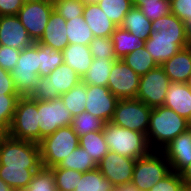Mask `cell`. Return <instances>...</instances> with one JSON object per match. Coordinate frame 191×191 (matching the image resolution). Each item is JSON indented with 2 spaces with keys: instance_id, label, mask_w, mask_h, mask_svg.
<instances>
[{
  "instance_id": "1",
  "label": "cell",
  "mask_w": 191,
  "mask_h": 191,
  "mask_svg": "<svg viewBox=\"0 0 191 191\" xmlns=\"http://www.w3.org/2000/svg\"><path fill=\"white\" fill-rule=\"evenodd\" d=\"M41 166L38 143L9 135L0 138V178L12 189L21 191L27 188Z\"/></svg>"
},
{
  "instance_id": "2",
  "label": "cell",
  "mask_w": 191,
  "mask_h": 191,
  "mask_svg": "<svg viewBox=\"0 0 191 191\" xmlns=\"http://www.w3.org/2000/svg\"><path fill=\"white\" fill-rule=\"evenodd\" d=\"M191 127V123L174 110L162 105L152 108L147 131L151 150L161 151L175 137Z\"/></svg>"
},
{
  "instance_id": "3",
  "label": "cell",
  "mask_w": 191,
  "mask_h": 191,
  "mask_svg": "<svg viewBox=\"0 0 191 191\" xmlns=\"http://www.w3.org/2000/svg\"><path fill=\"white\" fill-rule=\"evenodd\" d=\"M102 132L109 151L133 159L141 158L151 151L146 135L141 132L117 126L112 122H106Z\"/></svg>"
},
{
  "instance_id": "4",
  "label": "cell",
  "mask_w": 191,
  "mask_h": 191,
  "mask_svg": "<svg viewBox=\"0 0 191 191\" xmlns=\"http://www.w3.org/2000/svg\"><path fill=\"white\" fill-rule=\"evenodd\" d=\"M81 81L82 78L70 66L62 63L48 76L39 77L30 97L38 101H51L59 98Z\"/></svg>"
},
{
  "instance_id": "5",
  "label": "cell",
  "mask_w": 191,
  "mask_h": 191,
  "mask_svg": "<svg viewBox=\"0 0 191 191\" xmlns=\"http://www.w3.org/2000/svg\"><path fill=\"white\" fill-rule=\"evenodd\" d=\"M79 146V137L70 126L58 128L39 143L42 166L52 168Z\"/></svg>"
},
{
  "instance_id": "6",
  "label": "cell",
  "mask_w": 191,
  "mask_h": 191,
  "mask_svg": "<svg viewBox=\"0 0 191 191\" xmlns=\"http://www.w3.org/2000/svg\"><path fill=\"white\" fill-rule=\"evenodd\" d=\"M39 45L34 42L21 50L17 64L11 71L16 92L20 97L31 96L39 80Z\"/></svg>"
},
{
  "instance_id": "7",
  "label": "cell",
  "mask_w": 191,
  "mask_h": 191,
  "mask_svg": "<svg viewBox=\"0 0 191 191\" xmlns=\"http://www.w3.org/2000/svg\"><path fill=\"white\" fill-rule=\"evenodd\" d=\"M9 136L24 141L40 143L37 100L30 96L19 98L9 127Z\"/></svg>"
},
{
  "instance_id": "8",
  "label": "cell",
  "mask_w": 191,
  "mask_h": 191,
  "mask_svg": "<svg viewBox=\"0 0 191 191\" xmlns=\"http://www.w3.org/2000/svg\"><path fill=\"white\" fill-rule=\"evenodd\" d=\"M171 172V167L164 153L151 150L147 155L136 159L131 182L140 191H149L161 179Z\"/></svg>"
},
{
  "instance_id": "9",
  "label": "cell",
  "mask_w": 191,
  "mask_h": 191,
  "mask_svg": "<svg viewBox=\"0 0 191 191\" xmlns=\"http://www.w3.org/2000/svg\"><path fill=\"white\" fill-rule=\"evenodd\" d=\"M152 108L137 99H119L113 124L147 135Z\"/></svg>"
},
{
  "instance_id": "10",
  "label": "cell",
  "mask_w": 191,
  "mask_h": 191,
  "mask_svg": "<svg viewBox=\"0 0 191 191\" xmlns=\"http://www.w3.org/2000/svg\"><path fill=\"white\" fill-rule=\"evenodd\" d=\"M53 10V0H26L19 10L17 16L33 42L43 36Z\"/></svg>"
},
{
  "instance_id": "11",
  "label": "cell",
  "mask_w": 191,
  "mask_h": 191,
  "mask_svg": "<svg viewBox=\"0 0 191 191\" xmlns=\"http://www.w3.org/2000/svg\"><path fill=\"white\" fill-rule=\"evenodd\" d=\"M37 107L40 142L44 137L53 134L58 128L72 124L73 116L60 97L51 101L37 100Z\"/></svg>"
},
{
  "instance_id": "12",
  "label": "cell",
  "mask_w": 191,
  "mask_h": 191,
  "mask_svg": "<svg viewBox=\"0 0 191 191\" xmlns=\"http://www.w3.org/2000/svg\"><path fill=\"white\" fill-rule=\"evenodd\" d=\"M169 83V77L165 74L164 69L158 66L140 76L136 99L151 108L162 106L164 105Z\"/></svg>"
},
{
  "instance_id": "13",
  "label": "cell",
  "mask_w": 191,
  "mask_h": 191,
  "mask_svg": "<svg viewBox=\"0 0 191 191\" xmlns=\"http://www.w3.org/2000/svg\"><path fill=\"white\" fill-rule=\"evenodd\" d=\"M140 76L124 61L113 63L107 87L118 99H136Z\"/></svg>"
},
{
  "instance_id": "14",
  "label": "cell",
  "mask_w": 191,
  "mask_h": 191,
  "mask_svg": "<svg viewBox=\"0 0 191 191\" xmlns=\"http://www.w3.org/2000/svg\"><path fill=\"white\" fill-rule=\"evenodd\" d=\"M135 162L136 159L109 151L97 168L114 186H118L131 182Z\"/></svg>"
},
{
  "instance_id": "15",
  "label": "cell",
  "mask_w": 191,
  "mask_h": 191,
  "mask_svg": "<svg viewBox=\"0 0 191 191\" xmlns=\"http://www.w3.org/2000/svg\"><path fill=\"white\" fill-rule=\"evenodd\" d=\"M118 101L107 86L87 85L85 111L105 123L112 120Z\"/></svg>"
},
{
  "instance_id": "16",
  "label": "cell",
  "mask_w": 191,
  "mask_h": 191,
  "mask_svg": "<svg viewBox=\"0 0 191 191\" xmlns=\"http://www.w3.org/2000/svg\"><path fill=\"white\" fill-rule=\"evenodd\" d=\"M191 45V37H167L159 36V32H152L144 41V47L160 66L169 60L181 49Z\"/></svg>"
},
{
  "instance_id": "17",
  "label": "cell",
  "mask_w": 191,
  "mask_h": 191,
  "mask_svg": "<svg viewBox=\"0 0 191 191\" xmlns=\"http://www.w3.org/2000/svg\"><path fill=\"white\" fill-rule=\"evenodd\" d=\"M171 171L180 174L191 163V127L175 137L161 150Z\"/></svg>"
},
{
  "instance_id": "18",
  "label": "cell",
  "mask_w": 191,
  "mask_h": 191,
  "mask_svg": "<svg viewBox=\"0 0 191 191\" xmlns=\"http://www.w3.org/2000/svg\"><path fill=\"white\" fill-rule=\"evenodd\" d=\"M33 43L17 15L0 16V45L21 51Z\"/></svg>"
},
{
  "instance_id": "19",
  "label": "cell",
  "mask_w": 191,
  "mask_h": 191,
  "mask_svg": "<svg viewBox=\"0 0 191 191\" xmlns=\"http://www.w3.org/2000/svg\"><path fill=\"white\" fill-rule=\"evenodd\" d=\"M164 106L191 123V89L185 83L170 82Z\"/></svg>"
},
{
  "instance_id": "20",
  "label": "cell",
  "mask_w": 191,
  "mask_h": 191,
  "mask_svg": "<svg viewBox=\"0 0 191 191\" xmlns=\"http://www.w3.org/2000/svg\"><path fill=\"white\" fill-rule=\"evenodd\" d=\"M38 42L61 52L69 45L66 33V20L55 10L52 11L43 36Z\"/></svg>"
},
{
  "instance_id": "21",
  "label": "cell",
  "mask_w": 191,
  "mask_h": 191,
  "mask_svg": "<svg viewBox=\"0 0 191 191\" xmlns=\"http://www.w3.org/2000/svg\"><path fill=\"white\" fill-rule=\"evenodd\" d=\"M170 82L186 83L191 73V45L160 65Z\"/></svg>"
},
{
  "instance_id": "22",
  "label": "cell",
  "mask_w": 191,
  "mask_h": 191,
  "mask_svg": "<svg viewBox=\"0 0 191 191\" xmlns=\"http://www.w3.org/2000/svg\"><path fill=\"white\" fill-rule=\"evenodd\" d=\"M83 18L95 37H111L117 27L97 3L84 5Z\"/></svg>"
},
{
  "instance_id": "23",
  "label": "cell",
  "mask_w": 191,
  "mask_h": 191,
  "mask_svg": "<svg viewBox=\"0 0 191 191\" xmlns=\"http://www.w3.org/2000/svg\"><path fill=\"white\" fill-rule=\"evenodd\" d=\"M64 63L70 66L81 78L93 62L89 45L69 44L63 51Z\"/></svg>"
},
{
  "instance_id": "24",
  "label": "cell",
  "mask_w": 191,
  "mask_h": 191,
  "mask_svg": "<svg viewBox=\"0 0 191 191\" xmlns=\"http://www.w3.org/2000/svg\"><path fill=\"white\" fill-rule=\"evenodd\" d=\"M152 31L159 36L191 37L190 27L172 13L152 21Z\"/></svg>"
},
{
  "instance_id": "25",
  "label": "cell",
  "mask_w": 191,
  "mask_h": 191,
  "mask_svg": "<svg viewBox=\"0 0 191 191\" xmlns=\"http://www.w3.org/2000/svg\"><path fill=\"white\" fill-rule=\"evenodd\" d=\"M121 28L128 30L136 37H141L146 41L152 31V21L149 20L143 12L136 7H132L125 15Z\"/></svg>"
},
{
  "instance_id": "26",
  "label": "cell",
  "mask_w": 191,
  "mask_h": 191,
  "mask_svg": "<svg viewBox=\"0 0 191 191\" xmlns=\"http://www.w3.org/2000/svg\"><path fill=\"white\" fill-rule=\"evenodd\" d=\"M111 38L117 59H122L134 50L144 47V40L141 37H136L120 26L116 27Z\"/></svg>"
},
{
  "instance_id": "27",
  "label": "cell",
  "mask_w": 191,
  "mask_h": 191,
  "mask_svg": "<svg viewBox=\"0 0 191 191\" xmlns=\"http://www.w3.org/2000/svg\"><path fill=\"white\" fill-rule=\"evenodd\" d=\"M114 62L112 59L93 58L89 70L82 77V82L87 85L107 86Z\"/></svg>"
},
{
  "instance_id": "28",
  "label": "cell",
  "mask_w": 191,
  "mask_h": 191,
  "mask_svg": "<svg viewBox=\"0 0 191 191\" xmlns=\"http://www.w3.org/2000/svg\"><path fill=\"white\" fill-rule=\"evenodd\" d=\"M79 146L86 150L96 164L109 152L102 130L89 132L79 137Z\"/></svg>"
},
{
  "instance_id": "29",
  "label": "cell",
  "mask_w": 191,
  "mask_h": 191,
  "mask_svg": "<svg viewBox=\"0 0 191 191\" xmlns=\"http://www.w3.org/2000/svg\"><path fill=\"white\" fill-rule=\"evenodd\" d=\"M52 168L73 169L79 172H89L97 168V164L85 149L78 146L68 156H66L58 166Z\"/></svg>"
},
{
  "instance_id": "30",
  "label": "cell",
  "mask_w": 191,
  "mask_h": 191,
  "mask_svg": "<svg viewBox=\"0 0 191 191\" xmlns=\"http://www.w3.org/2000/svg\"><path fill=\"white\" fill-rule=\"evenodd\" d=\"M66 33L69 44L89 45L95 37L83 15L66 21Z\"/></svg>"
},
{
  "instance_id": "31",
  "label": "cell",
  "mask_w": 191,
  "mask_h": 191,
  "mask_svg": "<svg viewBox=\"0 0 191 191\" xmlns=\"http://www.w3.org/2000/svg\"><path fill=\"white\" fill-rule=\"evenodd\" d=\"M121 60L124 61L139 76L145 75L150 70L159 66L145 47L134 50L124 56Z\"/></svg>"
},
{
  "instance_id": "32",
  "label": "cell",
  "mask_w": 191,
  "mask_h": 191,
  "mask_svg": "<svg viewBox=\"0 0 191 191\" xmlns=\"http://www.w3.org/2000/svg\"><path fill=\"white\" fill-rule=\"evenodd\" d=\"M114 185L96 168L82 173L74 191H113Z\"/></svg>"
},
{
  "instance_id": "33",
  "label": "cell",
  "mask_w": 191,
  "mask_h": 191,
  "mask_svg": "<svg viewBox=\"0 0 191 191\" xmlns=\"http://www.w3.org/2000/svg\"><path fill=\"white\" fill-rule=\"evenodd\" d=\"M60 98L73 117L81 114L85 111L87 84L81 81L78 85L61 95Z\"/></svg>"
},
{
  "instance_id": "34",
  "label": "cell",
  "mask_w": 191,
  "mask_h": 191,
  "mask_svg": "<svg viewBox=\"0 0 191 191\" xmlns=\"http://www.w3.org/2000/svg\"><path fill=\"white\" fill-rule=\"evenodd\" d=\"M36 43L39 45V77L48 76L50 72L64 63L63 53L38 41Z\"/></svg>"
},
{
  "instance_id": "35",
  "label": "cell",
  "mask_w": 191,
  "mask_h": 191,
  "mask_svg": "<svg viewBox=\"0 0 191 191\" xmlns=\"http://www.w3.org/2000/svg\"><path fill=\"white\" fill-rule=\"evenodd\" d=\"M19 98L18 94L0 95V138L9 135V127Z\"/></svg>"
},
{
  "instance_id": "36",
  "label": "cell",
  "mask_w": 191,
  "mask_h": 191,
  "mask_svg": "<svg viewBox=\"0 0 191 191\" xmlns=\"http://www.w3.org/2000/svg\"><path fill=\"white\" fill-rule=\"evenodd\" d=\"M97 4L117 27L133 7L131 0H100Z\"/></svg>"
},
{
  "instance_id": "37",
  "label": "cell",
  "mask_w": 191,
  "mask_h": 191,
  "mask_svg": "<svg viewBox=\"0 0 191 191\" xmlns=\"http://www.w3.org/2000/svg\"><path fill=\"white\" fill-rule=\"evenodd\" d=\"M105 122L98 117L83 111L72 119L71 127L78 137L86 135L89 132L101 131L104 129Z\"/></svg>"
},
{
  "instance_id": "38",
  "label": "cell",
  "mask_w": 191,
  "mask_h": 191,
  "mask_svg": "<svg viewBox=\"0 0 191 191\" xmlns=\"http://www.w3.org/2000/svg\"><path fill=\"white\" fill-rule=\"evenodd\" d=\"M21 191H59L55 185L53 169L41 166L27 188Z\"/></svg>"
},
{
  "instance_id": "39",
  "label": "cell",
  "mask_w": 191,
  "mask_h": 191,
  "mask_svg": "<svg viewBox=\"0 0 191 191\" xmlns=\"http://www.w3.org/2000/svg\"><path fill=\"white\" fill-rule=\"evenodd\" d=\"M55 185L59 191H74L82 172L66 168H52Z\"/></svg>"
},
{
  "instance_id": "40",
  "label": "cell",
  "mask_w": 191,
  "mask_h": 191,
  "mask_svg": "<svg viewBox=\"0 0 191 191\" xmlns=\"http://www.w3.org/2000/svg\"><path fill=\"white\" fill-rule=\"evenodd\" d=\"M89 48L93 58L118 60L114 53L111 37H94Z\"/></svg>"
},
{
  "instance_id": "41",
  "label": "cell",
  "mask_w": 191,
  "mask_h": 191,
  "mask_svg": "<svg viewBox=\"0 0 191 191\" xmlns=\"http://www.w3.org/2000/svg\"><path fill=\"white\" fill-rule=\"evenodd\" d=\"M54 10L65 20L82 16L84 4L80 0H53Z\"/></svg>"
},
{
  "instance_id": "42",
  "label": "cell",
  "mask_w": 191,
  "mask_h": 191,
  "mask_svg": "<svg viewBox=\"0 0 191 191\" xmlns=\"http://www.w3.org/2000/svg\"><path fill=\"white\" fill-rule=\"evenodd\" d=\"M136 8H139L151 21L171 13L170 0H160L158 3L152 4H138Z\"/></svg>"
},
{
  "instance_id": "43",
  "label": "cell",
  "mask_w": 191,
  "mask_h": 191,
  "mask_svg": "<svg viewBox=\"0 0 191 191\" xmlns=\"http://www.w3.org/2000/svg\"><path fill=\"white\" fill-rule=\"evenodd\" d=\"M184 186L181 175L171 171L157 184H154L149 191H181Z\"/></svg>"
},
{
  "instance_id": "44",
  "label": "cell",
  "mask_w": 191,
  "mask_h": 191,
  "mask_svg": "<svg viewBox=\"0 0 191 191\" xmlns=\"http://www.w3.org/2000/svg\"><path fill=\"white\" fill-rule=\"evenodd\" d=\"M21 51L12 47L0 45V67L8 72L17 64Z\"/></svg>"
},
{
  "instance_id": "45",
  "label": "cell",
  "mask_w": 191,
  "mask_h": 191,
  "mask_svg": "<svg viewBox=\"0 0 191 191\" xmlns=\"http://www.w3.org/2000/svg\"><path fill=\"white\" fill-rule=\"evenodd\" d=\"M171 13L191 26V0H170Z\"/></svg>"
},
{
  "instance_id": "46",
  "label": "cell",
  "mask_w": 191,
  "mask_h": 191,
  "mask_svg": "<svg viewBox=\"0 0 191 191\" xmlns=\"http://www.w3.org/2000/svg\"><path fill=\"white\" fill-rule=\"evenodd\" d=\"M18 94L15 89L14 80L11 72L0 67V95Z\"/></svg>"
},
{
  "instance_id": "47",
  "label": "cell",
  "mask_w": 191,
  "mask_h": 191,
  "mask_svg": "<svg viewBox=\"0 0 191 191\" xmlns=\"http://www.w3.org/2000/svg\"><path fill=\"white\" fill-rule=\"evenodd\" d=\"M26 0H0V16L17 15Z\"/></svg>"
},
{
  "instance_id": "48",
  "label": "cell",
  "mask_w": 191,
  "mask_h": 191,
  "mask_svg": "<svg viewBox=\"0 0 191 191\" xmlns=\"http://www.w3.org/2000/svg\"><path fill=\"white\" fill-rule=\"evenodd\" d=\"M186 187H191V163L180 173Z\"/></svg>"
},
{
  "instance_id": "49",
  "label": "cell",
  "mask_w": 191,
  "mask_h": 191,
  "mask_svg": "<svg viewBox=\"0 0 191 191\" xmlns=\"http://www.w3.org/2000/svg\"><path fill=\"white\" fill-rule=\"evenodd\" d=\"M115 191H140L138 187L132 183H125L114 187Z\"/></svg>"
},
{
  "instance_id": "50",
  "label": "cell",
  "mask_w": 191,
  "mask_h": 191,
  "mask_svg": "<svg viewBox=\"0 0 191 191\" xmlns=\"http://www.w3.org/2000/svg\"><path fill=\"white\" fill-rule=\"evenodd\" d=\"M133 7H136L138 4H152L158 3L160 0H131Z\"/></svg>"
},
{
  "instance_id": "51",
  "label": "cell",
  "mask_w": 191,
  "mask_h": 191,
  "mask_svg": "<svg viewBox=\"0 0 191 191\" xmlns=\"http://www.w3.org/2000/svg\"><path fill=\"white\" fill-rule=\"evenodd\" d=\"M0 191H17L12 189L3 179L0 178Z\"/></svg>"
},
{
  "instance_id": "52",
  "label": "cell",
  "mask_w": 191,
  "mask_h": 191,
  "mask_svg": "<svg viewBox=\"0 0 191 191\" xmlns=\"http://www.w3.org/2000/svg\"><path fill=\"white\" fill-rule=\"evenodd\" d=\"M84 5L98 3L100 0H80Z\"/></svg>"
},
{
  "instance_id": "53",
  "label": "cell",
  "mask_w": 191,
  "mask_h": 191,
  "mask_svg": "<svg viewBox=\"0 0 191 191\" xmlns=\"http://www.w3.org/2000/svg\"><path fill=\"white\" fill-rule=\"evenodd\" d=\"M185 84L191 89V73H190V75H189V77H188Z\"/></svg>"
},
{
  "instance_id": "54",
  "label": "cell",
  "mask_w": 191,
  "mask_h": 191,
  "mask_svg": "<svg viewBox=\"0 0 191 191\" xmlns=\"http://www.w3.org/2000/svg\"><path fill=\"white\" fill-rule=\"evenodd\" d=\"M181 191H191V187L184 186Z\"/></svg>"
}]
</instances>
